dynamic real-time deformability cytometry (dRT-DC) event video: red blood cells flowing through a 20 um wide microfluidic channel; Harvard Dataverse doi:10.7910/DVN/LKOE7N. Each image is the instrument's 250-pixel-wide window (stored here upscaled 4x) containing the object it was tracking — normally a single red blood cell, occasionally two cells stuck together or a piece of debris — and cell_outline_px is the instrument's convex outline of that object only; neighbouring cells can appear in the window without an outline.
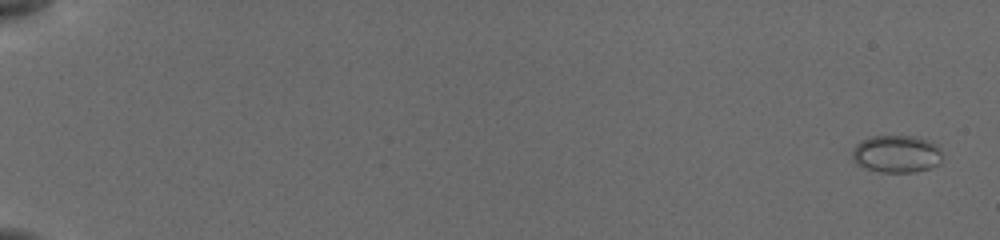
{"species": "common noctule bat (a hibernating species)", "species_latin": "Nyctalus noctula", "temperature_condition": "cold", "stored_images_in_passage": 29, "camera_frame_rate_fps": 3000, "um_per_image_px": 0.085, "animal": {"sex": "female", "body_mass_g": 19.5, "forearm_length_mm": 54.1}, "frame": {"image": 1, "passage_image": 2, "time_ms": 0.667, "image_size_px": [1000, 240], "cell_outline_px": [[940, 164], [928, 168], [912, 172], [880, 172], [864, 168], [856, 164], [852, 160], [852, 148], [856, 144], [872, 136], [912, 136], [936, 144], [940, 152]], "centroid_in_image_um": [76.14, 13.1], "position_along_channel_um": 8.9, "area_um2": 19.48}}
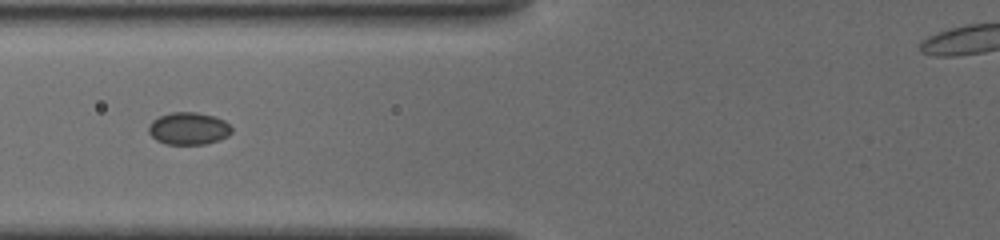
{"frame": {"image": 2, "passage_image": 19, "time_ms": 8.333, "image_size_px": [1000, 240], "cell_outline_px": [[232, 132], [228, 136], [220, 140], [204, 144], [164, 144], [156, 140], [148, 132], [148, 124], [152, 120], [160, 116], [172, 112], [196, 112], [212, 116], [224, 120], [232, 128]], "centroid_in_image_um": [16.01, 10.93], "position_along_channel_um": 109.8, "area_um2": 15.72}}
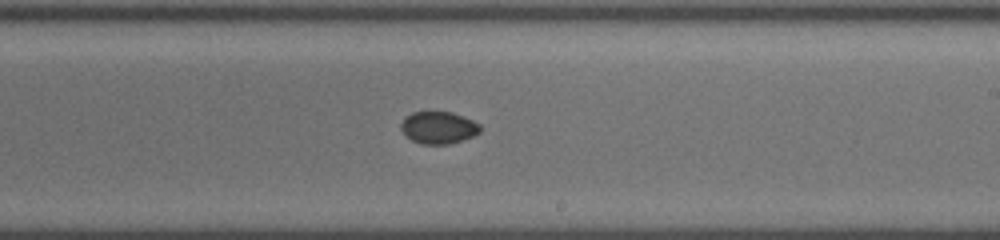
{"frame": {"image": 3, "passage_image": 29, "time_ms": 12.0, "image_size_px": [1000, 240], "cell_outline_px": [[480, 132], [464, 140], [448, 144], [420, 144], [412, 140], [400, 128], [400, 124], [412, 112], [452, 112], [472, 120], [480, 124]], "centroid_in_image_um": [37.29, 10.85], "position_along_channel_um": 251.7, "area_um2": 14.68}}